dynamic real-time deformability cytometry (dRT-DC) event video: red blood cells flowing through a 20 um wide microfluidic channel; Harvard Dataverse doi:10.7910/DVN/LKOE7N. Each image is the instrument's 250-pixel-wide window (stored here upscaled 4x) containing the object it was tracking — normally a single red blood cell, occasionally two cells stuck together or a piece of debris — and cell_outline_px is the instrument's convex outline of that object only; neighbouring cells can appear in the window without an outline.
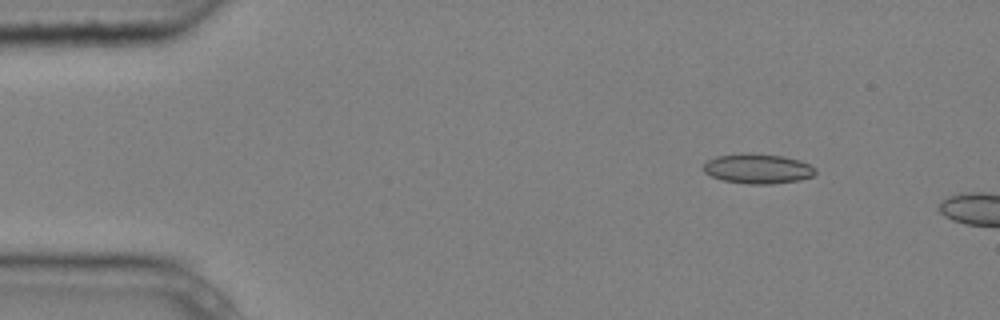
{"species": "common noctule bat (a hibernating species)", "species_latin": "Nyctalus noctula", "temperature_condition": "cold", "stored_images_in_passage": 4, "camera_frame_rate_fps": 3000, "um_per_image_px": 0.085, "animal": {"sex": "male", "body_mass_g": 20.4}, "frame": {"image": 1, "passage_image": 2, "time_ms": 0.333, "image_size_px": [1000, 320], "cell_outline_px": [[816, 172], [812, 176], [800, 180], [772, 184], [744, 184], [724, 180], [712, 176], [704, 172], [704, 164], [708, 160], [716, 156], [748, 152], [784, 156], [800, 160], [816, 168]], "centroid_in_image_um": [64.42, 14.33], "position_along_channel_um": 20.6, "area_um2": 19.59}}